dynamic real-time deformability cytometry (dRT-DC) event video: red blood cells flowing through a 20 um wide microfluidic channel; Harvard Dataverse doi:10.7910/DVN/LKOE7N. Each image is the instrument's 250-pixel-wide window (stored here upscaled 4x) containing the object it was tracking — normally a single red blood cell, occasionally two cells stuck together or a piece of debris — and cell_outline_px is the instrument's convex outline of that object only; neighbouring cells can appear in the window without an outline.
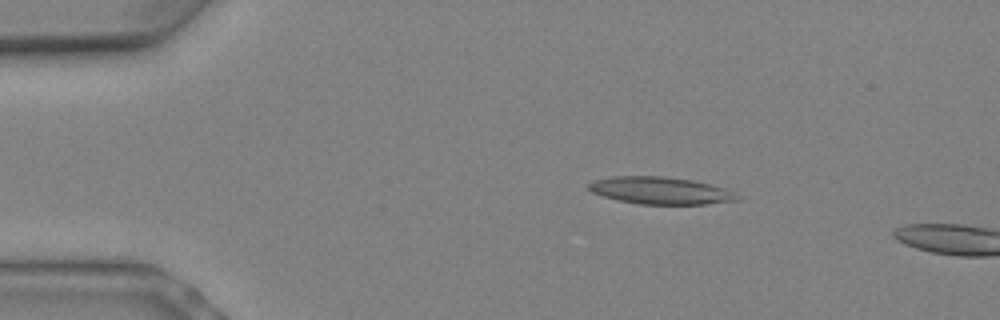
{"species": "Egyptian fruit bat (a non-hibernating species)", "species_latin": "Rousettus aegyptiacus", "temperature_condition": "warm", "stored_images_in_passage": 6, "camera_frame_rate_fps": 3000, "um_per_image_px": 0.085, "animal": {"sex": "female"}, "frame": {"image": 1, "passage_image": 4, "time_ms": 1.0, "image_size_px": [1000, 320], "cell_outline_px": [[740, 200], [704, 204], [640, 204], [620, 200], [604, 196], [592, 192], [588, 188], [588, 184], [592, 180], [612, 176], [664, 176], [692, 180], [724, 188], [740, 196]], "centroid_in_image_um": [56.12, 16.19], "position_along_channel_um": 28.9, "area_um2": 23.41}}